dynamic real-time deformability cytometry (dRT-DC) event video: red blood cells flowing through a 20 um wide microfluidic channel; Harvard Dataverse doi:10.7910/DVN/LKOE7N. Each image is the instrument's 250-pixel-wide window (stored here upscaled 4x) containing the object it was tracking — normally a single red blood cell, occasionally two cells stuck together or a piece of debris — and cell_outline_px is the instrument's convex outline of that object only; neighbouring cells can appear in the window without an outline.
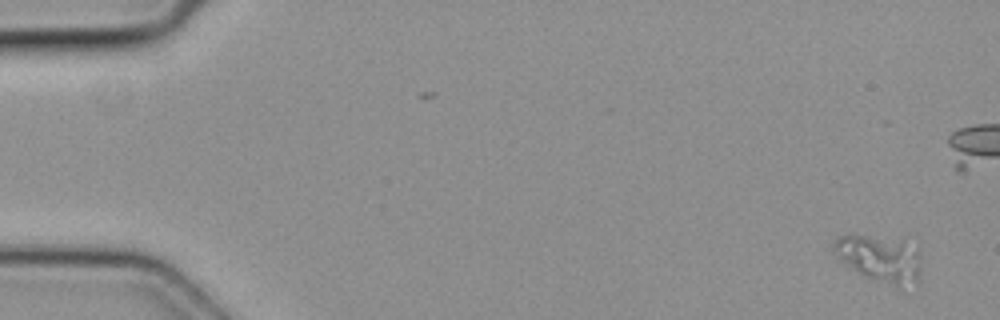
{"species": "common noctule bat (a hibernating species)", "species_latin": "Nyctalus noctula", "temperature_condition": "cold", "stored_images_in_passage": 3, "camera_frame_rate_fps": 3000, "um_per_image_px": 0.085, "animal": {"sex": "female", "body_mass_g": 19.3, "forearm_length_mm": 54.1}, "frame": {"image": 1, "passage_image": 1, "time_ms": 0.0, "image_size_px": [1000, 320], "cell_outline_px": [[920, 280], [900, 292], [864, 276], [856, 272], [844, 264], [840, 260], [832, 248], [832, 244], [836, 236], [864, 236], [900, 244], [916, 248], [920, 264]], "centroid_in_image_um": [74.78, 22.13], "position_along_channel_um": 10.2, "area_um2": 23.58}}